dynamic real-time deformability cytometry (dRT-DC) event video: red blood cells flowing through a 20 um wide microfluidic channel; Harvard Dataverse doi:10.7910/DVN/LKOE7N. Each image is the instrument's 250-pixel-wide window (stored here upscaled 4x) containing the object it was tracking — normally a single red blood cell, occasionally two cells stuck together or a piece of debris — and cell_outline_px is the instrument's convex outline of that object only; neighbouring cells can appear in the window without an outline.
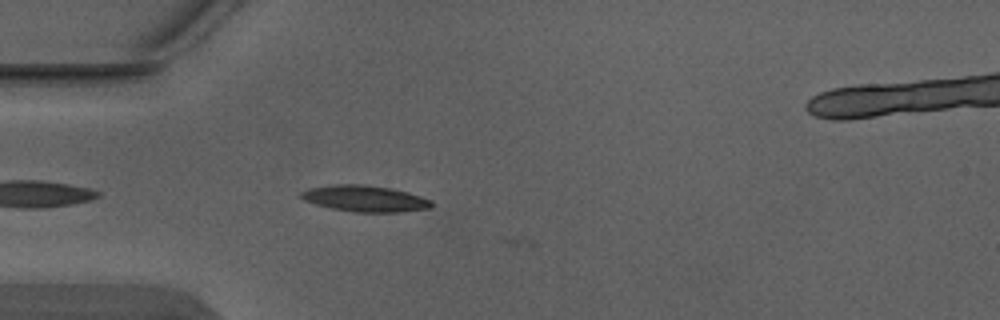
{"species": "Egyptian fruit bat (a non-hibernating species)", "species_latin": "Rousettus aegyptiacus", "temperature_condition": "warm", "stored_images_in_passage": 4, "camera_frame_rate_fps": 3000, "um_per_image_px": 0.085, "animal": {"sex": "male"}, "frame": {"image": 1, "passage_image": 3, "time_ms": 0.667, "image_size_px": [1000, 320], "cell_outline_px": [[432, 208], [400, 212], [352, 212], [332, 208], [316, 204], [304, 200], [300, 196], [300, 192], [308, 188], [336, 184], [360, 184], [388, 188], [408, 192], [432, 200]], "centroid_in_image_um": [31.02, 16.88], "position_along_channel_um": 54.0, "area_um2": 19.88}}